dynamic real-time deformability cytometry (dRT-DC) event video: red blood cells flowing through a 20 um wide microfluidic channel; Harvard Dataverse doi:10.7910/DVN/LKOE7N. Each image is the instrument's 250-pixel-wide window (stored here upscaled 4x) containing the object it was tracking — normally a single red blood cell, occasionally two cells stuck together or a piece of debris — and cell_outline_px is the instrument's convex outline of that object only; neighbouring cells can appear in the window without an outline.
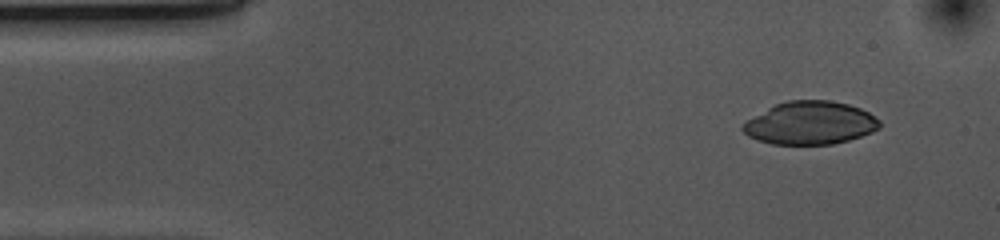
{"species": "common noctule bat (a hibernating species)", "species_latin": "Nyctalus noctula", "temperature_condition": "cold", "stored_images_in_passage": 52, "camera_frame_rate_fps": 3000, "um_per_image_px": 0.085, "animal": {"sex": "female", "body_mass_g": 10.0, "forearm_length_mm": 53.1}, "frame": {"image": 1, "passage_image": 4, "time_ms": 1.0, "image_size_px": [1000, 240], "cell_outline_px": [[880, 128], [872, 132], [848, 140], [832, 144], [772, 144], [756, 140], [748, 136], [740, 128], [748, 120], [768, 108], [776, 104], [788, 100], [828, 100], [848, 104], [860, 108], [868, 112], [880, 120]], "centroid_in_image_um": [68.87, 10.46], "position_along_channel_um": 16.1, "area_um2": 34.1}}